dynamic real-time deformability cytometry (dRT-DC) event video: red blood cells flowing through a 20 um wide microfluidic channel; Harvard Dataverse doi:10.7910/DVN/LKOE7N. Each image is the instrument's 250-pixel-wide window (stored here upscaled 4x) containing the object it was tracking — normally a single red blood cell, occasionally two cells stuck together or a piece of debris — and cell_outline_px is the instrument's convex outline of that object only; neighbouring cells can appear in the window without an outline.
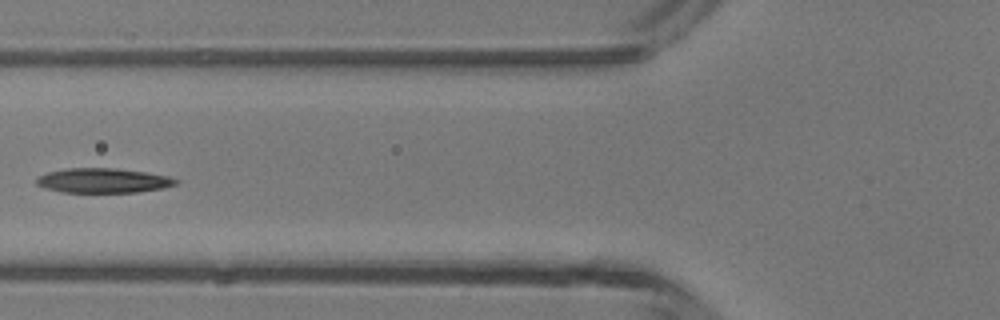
{"species": "common noctule bat (a hibernating species)", "species_latin": "Nyctalus noctula", "temperature_condition": "room temperature", "stored_images_in_passage": 5, "camera_frame_rate_fps": 3000, "um_per_image_px": 0.085, "animal": {"sex": "male", "body_mass_g": 13.3}, "frame": {"image": 1, "passage_image": 5, "time_ms": 5.667, "image_size_px": [1000, 320], "cell_outline_px": [[180, 180], [176, 184], [164, 188], [136, 192], [60, 192], [44, 188], [36, 184], [36, 180], [40, 176], [48, 172], [68, 168], [116, 168], [148, 172], [168, 176]], "centroid_in_image_um": [8.79, 15.34], "position_along_channel_um": 117.0, "area_um2": 20.06}}